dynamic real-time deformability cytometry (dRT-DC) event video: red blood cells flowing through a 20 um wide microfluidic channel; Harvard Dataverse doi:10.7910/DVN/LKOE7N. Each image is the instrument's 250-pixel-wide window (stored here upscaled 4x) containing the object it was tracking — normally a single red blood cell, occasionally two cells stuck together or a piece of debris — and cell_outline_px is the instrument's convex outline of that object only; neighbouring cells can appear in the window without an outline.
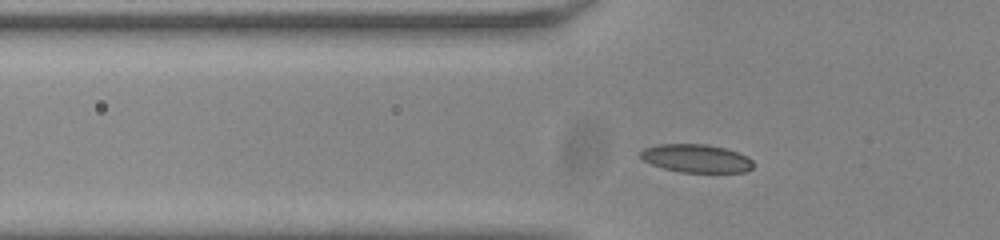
{"species": "common noctule bat (a hibernating species)", "species_latin": "Nyctalus noctula", "temperature_condition": "room temperature", "stored_images_in_passage": 39, "camera_frame_rate_fps": 3000, "um_per_image_px": 0.085, "animal": {"sex": "male", "body_mass_g": 20.0, "forearm_length_mm": 53.3}, "frame": {"image": 1, "passage_image": 3, "time_ms": 0.667, "image_size_px": [1000, 240], "cell_outline_px": [[752, 168], [744, 172], [680, 172], [664, 168], [652, 164], [644, 160], [640, 156], [640, 152], [644, 148], [660, 144], [704, 144], [724, 148], [748, 156], [752, 160]], "centroid_in_image_um": [59.18, 13.46], "position_along_channel_um": 66.6, "area_um2": 18.32}}
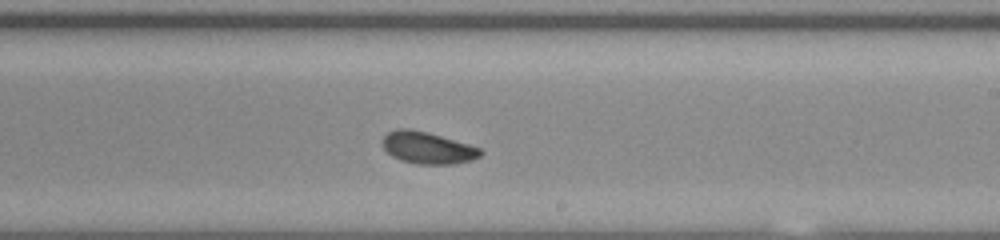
{"frame": {"image": 2, "passage_image": 18, "time_ms": 5.667, "image_size_px": [1000, 240], "cell_outline_px": [[484, 152], [480, 156], [472, 160], [456, 164], [416, 164], [400, 160], [392, 156], [384, 148], [384, 136], [388, 132], [396, 128], [408, 128], [428, 132], [468, 144], [480, 148]], "centroid_in_image_um": [36.37, 12.57], "position_along_channel_um": 252.6, "area_um2": 18.21}}
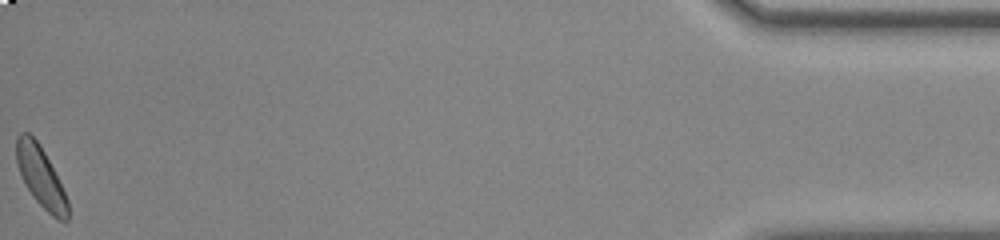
{"frame": {"image": 3, "passage_image": 39, "time_ms": 12.667, "image_size_px": [1000, 240], "cell_outline_px": [[68, 220], [56, 220], [32, 196], [20, 172], [16, 160], [16, 136], [20, 132], [28, 132], [40, 144], [68, 200]], "centroid_in_image_um": [3.45, 15.01], "position_along_channel_um": 431.8, "area_um2": 17.63}, "authors_computed_cell_mechanics": {"area_um2": 18.1492, "velocity_mm_per_s": 3.7853, "shape_relaxation_time_tau1_ms": 4.7973, "shape_relaxation_time_tau2_ms": 2.1331, "deformation_change_tau1": 0.1146, "deformation_change_tau2": 0.0584}}